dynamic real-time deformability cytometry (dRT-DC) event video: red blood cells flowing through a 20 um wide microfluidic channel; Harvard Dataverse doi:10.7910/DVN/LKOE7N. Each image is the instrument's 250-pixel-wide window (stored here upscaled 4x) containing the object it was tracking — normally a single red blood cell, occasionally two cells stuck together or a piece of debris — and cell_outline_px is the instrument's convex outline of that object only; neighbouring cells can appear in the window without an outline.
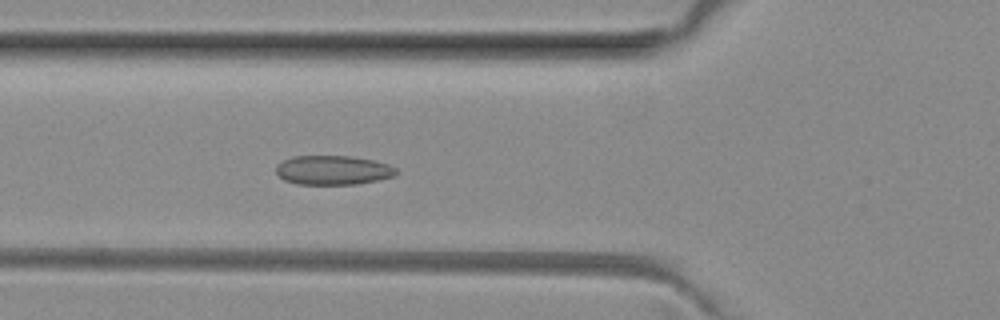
{"species": "common noctule bat (a hibernating species)", "species_latin": "Nyctalus noctula", "temperature_condition": "room temperature", "stored_images_in_passage": 52, "camera_frame_rate_fps": 3000, "um_per_image_px": 0.085, "animal": {"sex": "female", "body_mass_g": 29.2, "forearm_length_mm": 56.3}, "frame": {"image": 1, "passage_image": 18, "time_ms": 5.667, "image_size_px": [1000, 320], "cell_outline_px": [[396, 176], [356, 184], [296, 184], [284, 180], [276, 172], [276, 164], [292, 156], [352, 156], [372, 160], [388, 164], [396, 168]], "centroid_in_image_um": [28.28, 14.46], "position_along_channel_um": 97.5, "area_um2": 20.46}}
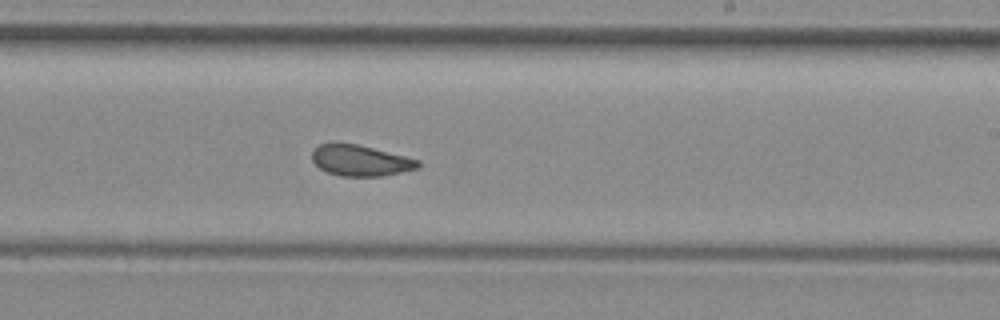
{"frame": {"image": 2, "passage_image": 30, "time_ms": 9.667, "image_size_px": [1000, 320], "cell_outline_px": [[420, 168], [384, 176], [340, 176], [328, 172], [320, 168], [312, 160], [312, 152], [320, 144], [336, 140], [356, 144], [420, 160]], "centroid_in_image_um": [30.62, 13.63], "position_along_channel_um": 258.4, "area_um2": 19.31}}
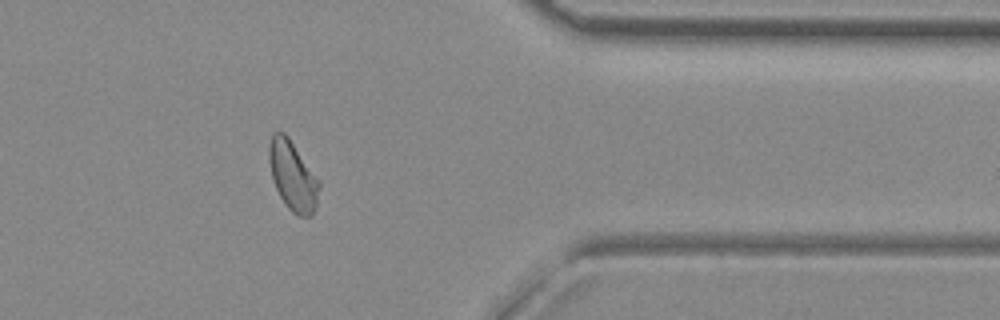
{"frame": {"image": 3, "passage_image": 41, "time_ms": 13.333, "image_size_px": [1000, 320], "cell_outline_px": [[320, 188], [316, 204], [312, 216], [296, 216], [284, 204], [276, 188], [272, 176], [268, 160], [268, 148], [272, 132], [284, 132], [288, 136], [320, 180]], "centroid_in_image_um": [24.88, 14.94], "position_along_channel_um": 386.5, "area_um2": 20.46}, "authors_computed_cell_mechanics": {"area_um2": 20.3456, "velocity_mm_per_s": 4.0211, "shape_relaxation_time_tau1_ms": 6.0974, "shape_relaxation_time_tau2_ms": 1.5698, "deformation_change_tau1": 0.1054, "deformation_change_tau2": 0.0812}}